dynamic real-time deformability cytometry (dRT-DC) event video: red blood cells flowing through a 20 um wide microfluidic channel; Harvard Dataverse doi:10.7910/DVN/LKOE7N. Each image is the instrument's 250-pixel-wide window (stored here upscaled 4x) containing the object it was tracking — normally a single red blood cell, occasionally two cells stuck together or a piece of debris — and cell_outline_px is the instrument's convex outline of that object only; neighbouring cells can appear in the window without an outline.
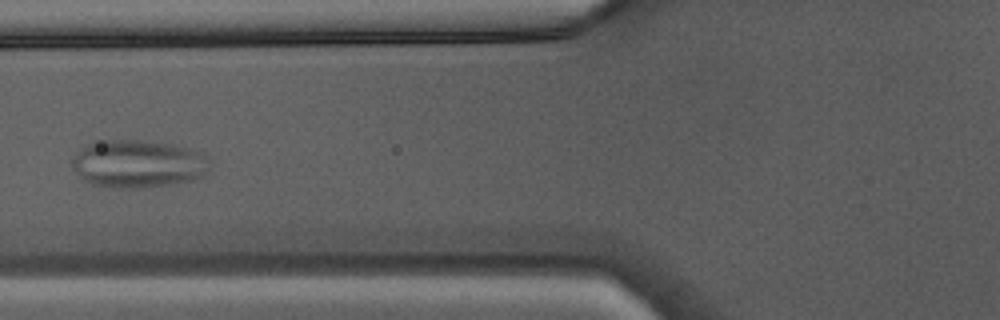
{"species": "Egyptian fruit bat (a non-hibernating species)", "species_latin": "Rousettus aegyptiacus", "temperature_condition": "warm", "stored_images_in_passage": 19, "camera_frame_rate_fps": 3000, "um_per_image_px": 0.085, "animal": {"sex": "male"}, "frame": {"image": 1, "passage_image": 4, "time_ms": 1.0, "image_size_px": [1000, 320], "cell_outline_px": [[212, 160], [204, 176], [196, 180], [172, 184], [140, 188], [112, 188], [92, 184], [84, 180], [72, 168], [72, 160], [76, 152], [80, 148], [92, 140], [144, 140], [172, 144], [204, 152]], "centroid_in_image_um": [11.76, 13.91], "position_along_channel_um": 114.0, "area_um2": 39.19}}
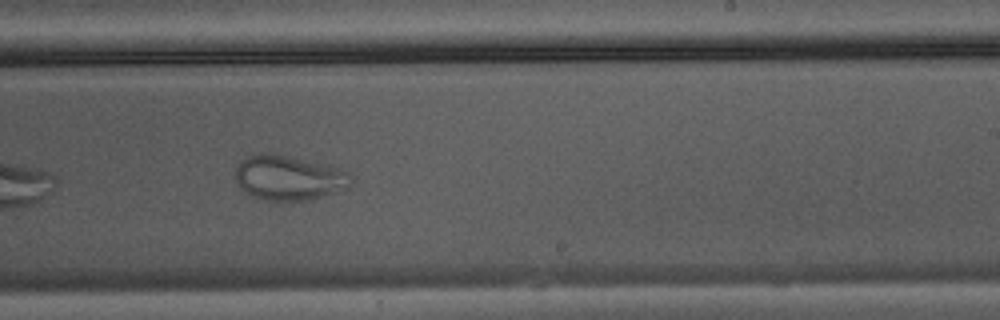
{"frame": {"image": 2, "passage_image": 14, "time_ms": 4.333, "image_size_px": [1000, 320], "cell_outline_px": [[356, 180], [348, 188], [336, 192], [308, 200], [284, 204], [276, 204], [252, 196], [244, 192], [236, 184], [236, 168], [240, 160], [252, 152], [272, 152], [340, 168], [348, 172]], "centroid_in_image_um": [24.52, 15.14], "position_along_channel_um": 264.5, "area_um2": 31.5}}